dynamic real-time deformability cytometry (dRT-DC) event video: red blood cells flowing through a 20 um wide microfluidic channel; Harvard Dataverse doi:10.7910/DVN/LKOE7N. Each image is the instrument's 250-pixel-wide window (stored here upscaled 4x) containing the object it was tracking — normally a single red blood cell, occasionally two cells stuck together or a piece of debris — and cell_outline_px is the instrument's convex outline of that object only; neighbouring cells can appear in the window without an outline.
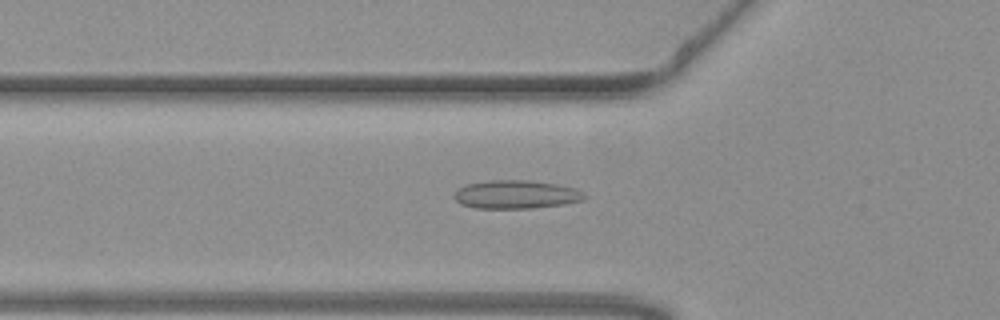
{"species": "common noctule bat (a hibernating species)", "species_latin": "Nyctalus noctula", "temperature_condition": "warm", "stored_images_in_passage": 53, "camera_frame_rate_fps": 3000, "um_per_image_px": 0.085, "animal": {"sex": "female", "body_mass_g": 19.3, "forearm_length_mm": 54.1}, "frame": {"image": 1, "passage_image": 17, "time_ms": 5.333, "image_size_px": [1000, 320], "cell_outline_px": [[588, 196], [584, 200], [564, 204], [532, 208], [472, 208], [460, 204], [452, 196], [464, 184], [488, 180], [532, 180], [556, 184], [572, 188]], "centroid_in_image_um": [43.82, 16.53], "position_along_channel_um": 82.0, "area_um2": 21.62}}
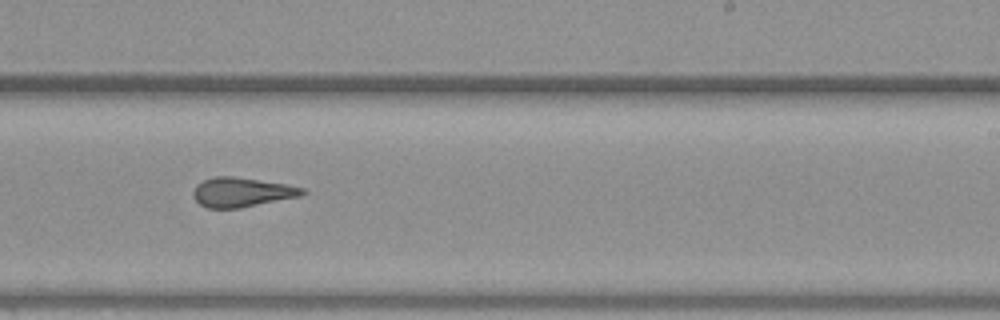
{"frame": {"image": 2, "passage_image": 32, "time_ms": 10.333, "image_size_px": [1000, 320], "cell_outline_px": [[308, 192], [300, 196], [240, 208], [208, 208], [200, 204], [192, 196], [192, 192], [196, 184], [204, 180], [216, 176], [232, 176], [288, 184], [304, 188]], "centroid_in_image_um": [20.55, 16.33], "position_along_channel_um": 268.4, "area_um2": 18.79}}
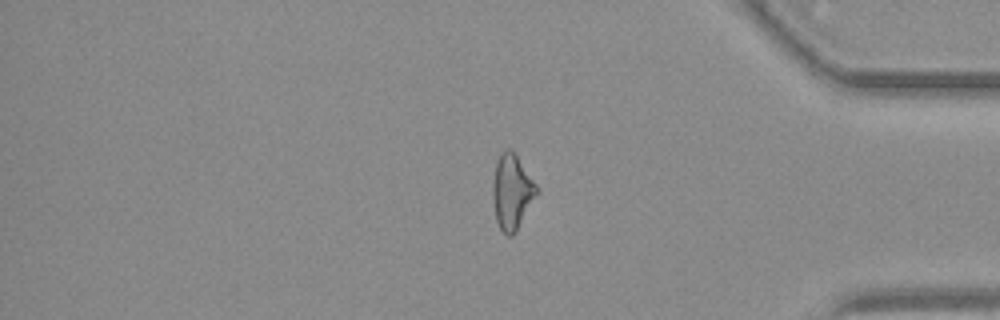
{"frame": {"image": 3, "passage_image": 44, "time_ms": 14.333, "image_size_px": [1000, 320], "cell_outline_px": [[540, 192], [516, 232], [512, 236], [508, 236], [500, 228], [496, 220], [492, 200], [492, 184], [496, 160], [504, 148], [508, 148], [516, 156], [536, 184]], "centroid_in_image_um": [43.51, 16.33], "position_along_channel_um": 391.7, "area_um2": 19.36}, "authors_computed_cell_mechanics": {"area_um2": 19.941, "velocity_mm_per_s": 3.7183, "shape_relaxation_time_tau1_ms": null, "shape_relaxation_time_tau2_ms": 2.0228, "deformation_change_tau1": null, "deformation_change_tau2": 0.0845}}